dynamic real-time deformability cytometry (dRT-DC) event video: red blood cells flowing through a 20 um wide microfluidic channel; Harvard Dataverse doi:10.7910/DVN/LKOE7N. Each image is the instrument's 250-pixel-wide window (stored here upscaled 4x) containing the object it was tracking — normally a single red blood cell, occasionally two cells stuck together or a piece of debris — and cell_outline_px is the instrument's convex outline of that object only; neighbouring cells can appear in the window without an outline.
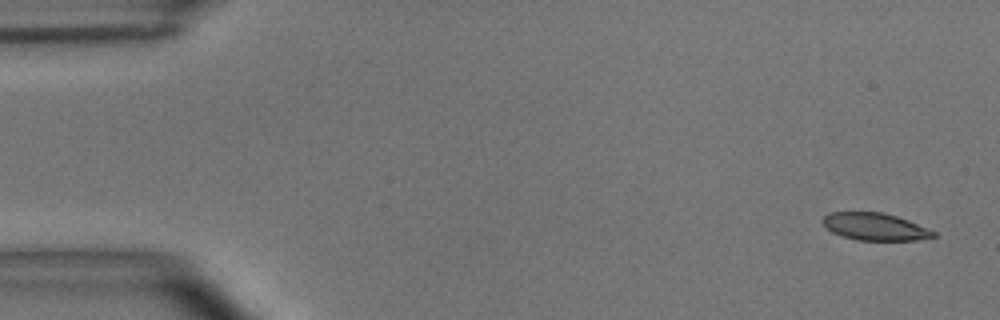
{"species": "common noctule bat (a hibernating species)", "species_latin": "Nyctalus noctula", "temperature_condition": "room temperature", "stored_images_in_passage": 5, "camera_frame_rate_fps": 3000, "um_per_image_px": 0.085, "animal": {"sex": "male", "body_mass_g": 15.6}, "frame": {"image": 1, "passage_image": 1, "time_ms": 0.0, "image_size_px": [1000, 320], "cell_outline_px": [[936, 236], [916, 240], [856, 240], [832, 232], [820, 220], [828, 212], [884, 212], [908, 220], [936, 232]], "centroid_in_image_um": [74.35, 19.26], "position_along_channel_um": 10.6, "area_um2": 17.51}}